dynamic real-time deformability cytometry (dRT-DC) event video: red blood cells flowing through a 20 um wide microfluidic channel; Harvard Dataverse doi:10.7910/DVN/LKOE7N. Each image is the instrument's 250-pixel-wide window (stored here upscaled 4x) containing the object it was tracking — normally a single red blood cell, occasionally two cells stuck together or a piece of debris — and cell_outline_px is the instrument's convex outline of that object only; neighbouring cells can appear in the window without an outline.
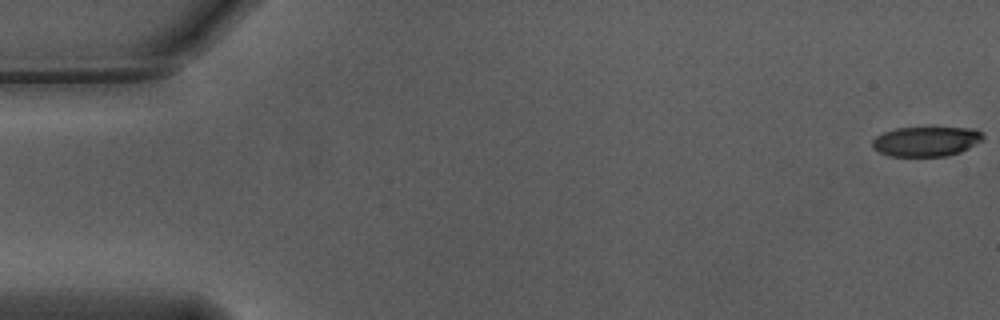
{"species": "Egyptian fruit bat (a non-hibernating species)", "species_latin": "Rousettus aegyptiacus", "temperature_condition": "warm", "stored_images_in_passage": 56, "camera_frame_rate_fps": 3000, "um_per_image_px": 0.085, "animal": {"sex": "male"}, "frame": {"image": 1, "passage_image": 1, "time_ms": 0.0, "image_size_px": [1000, 320], "cell_outline_px": [[984, 136], [980, 140], [968, 148], [960, 152], [948, 156], [888, 156], [872, 148], [872, 140], [876, 136], [884, 132], [896, 128], [976, 128]], "centroid_in_image_um": [78.69, 12.02], "position_along_channel_um": 6.3, "area_um2": 19.07}}
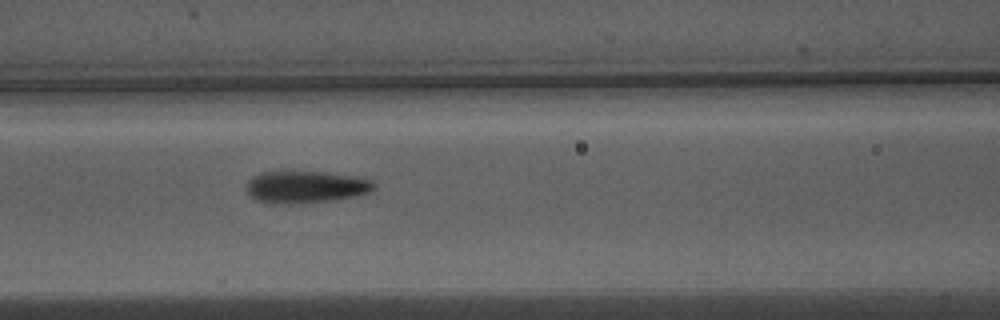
{"frame": {"image": 2, "passage_image": 24, "time_ms": 7.667, "image_size_px": [1000, 320], "cell_outline_px": [[376, 188], [368, 192], [352, 196], [328, 200], [292, 204], [264, 204], [256, 200], [248, 192], [248, 180], [252, 176], [260, 172], [328, 172], [356, 176], [372, 180], [376, 184]], "centroid_in_image_um": [25.97, 15.89], "position_along_channel_um": 140.6, "area_um2": 23.81}}
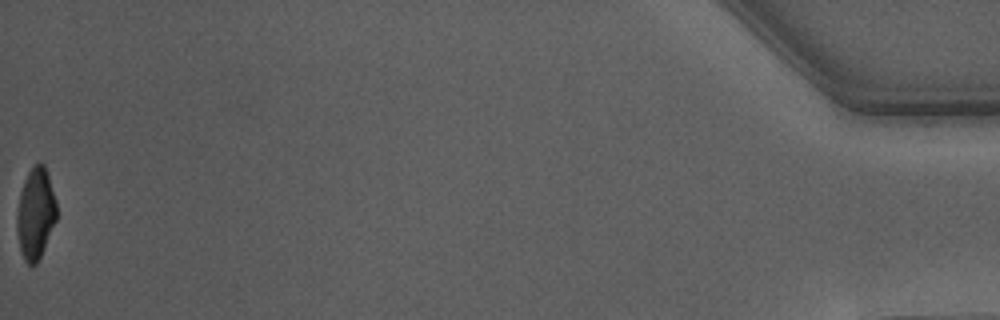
{"frame": {"image": 3, "passage_image": 56, "time_ms": 18.333, "image_size_px": [1000, 320], "cell_outline_px": [[56, 220], [44, 248], [36, 264], [28, 264], [24, 260], [20, 248], [16, 228], [16, 212], [20, 192], [24, 180], [28, 172], [36, 164], [44, 164], [56, 200]], "centroid_in_image_um": [3.0, 18.16], "position_along_channel_um": 432.2, "area_um2": 20.87}, "authors_computed_cell_mechanics": {"area_um2": 22.9177, "velocity_mm_per_s": 3.7503, "shape_relaxation_time_tau1_ms": 4.0468, "shape_relaxation_time_tau2_ms": 1.1284, "deformation_change_tau1": 0.1771, "deformation_change_tau2": 0.0655}}